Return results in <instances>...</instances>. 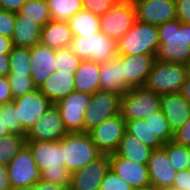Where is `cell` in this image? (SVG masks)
Listing matches in <instances>:
<instances>
[{
	"instance_id": "2e32d148",
	"label": "cell",
	"mask_w": 190,
	"mask_h": 190,
	"mask_svg": "<svg viewBox=\"0 0 190 190\" xmlns=\"http://www.w3.org/2000/svg\"><path fill=\"white\" fill-rule=\"evenodd\" d=\"M66 134L60 112L52 104L28 130L26 140L60 141Z\"/></svg>"
},
{
	"instance_id": "ffe728a7",
	"label": "cell",
	"mask_w": 190,
	"mask_h": 190,
	"mask_svg": "<svg viewBox=\"0 0 190 190\" xmlns=\"http://www.w3.org/2000/svg\"><path fill=\"white\" fill-rule=\"evenodd\" d=\"M160 109L173 133L190 117V104L179 92L160 95Z\"/></svg>"
},
{
	"instance_id": "6f0895ef",
	"label": "cell",
	"mask_w": 190,
	"mask_h": 190,
	"mask_svg": "<svg viewBox=\"0 0 190 190\" xmlns=\"http://www.w3.org/2000/svg\"><path fill=\"white\" fill-rule=\"evenodd\" d=\"M187 165H188V169H190V147H189V151H188V158H187Z\"/></svg>"
},
{
	"instance_id": "5bb4252c",
	"label": "cell",
	"mask_w": 190,
	"mask_h": 190,
	"mask_svg": "<svg viewBox=\"0 0 190 190\" xmlns=\"http://www.w3.org/2000/svg\"><path fill=\"white\" fill-rule=\"evenodd\" d=\"M134 7L141 23L159 26L177 19L175 0H137Z\"/></svg>"
},
{
	"instance_id": "60d3db41",
	"label": "cell",
	"mask_w": 190,
	"mask_h": 190,
	"mask_svg": "<svg viewBox=\"0 0 190 190\" xmlns=\"http://www.w3.org/2000/svg\"><path fill=\"white\" fill-rule=\"evenodd\" d=\"M15 28V13L0 9V35L11 38Z\"/></svg>"
},
{
	"instance_id": "816d5d0a",
	"label": "cell",
	"mask_w": 190,
	"mask_h": 190,
	"mask_svg": "<svg viewBox=\"0 0 190 190\" xmlns=\"http://www.w3.org/2000/svg\"><path fill=\"white\" fill-rule=\"evenodd\" d=\"M190 104V75H188L179 92Z\"/></svg>"
},
{
	"instance_id": "f5cc1de1",
	"label": "cell",
	"mask_w": 190,
	"mask_h": 190,
	"mask_svg": "<svg viewBox=\"0 0 190 190\" xmlns=\"http://www.w3.org/2000/svg\"><path fill=\"white\" fill-rule=\"evenodd\" d=\"M11 134L12 133L10 132V130L4 126V124L0 118V139L5 136L11 135Z\"/></svg>"
},
{
	"instance_id": "f546056e",
	"label": "cell",
	"mask_w": 190,
	"mask_h": 190,
	"mask_svg": "<svg viewBox=\"0 0 190 190\" xmlns=\"http://www.w3.org/2000/svg\"><path fill=\"white\" fill-rule=\"evenodd\" d=\"M30 48L13 47L9 54L8 76H31Z\"/></svg>"
},
{
	"instance_id": "f6af8a7d",
	"label": "cell",
	"mask_w": 190,
	"mask_h": 190,
	"mask_svg": "<svg viewBox=\"0 0 190 190\" xmlns=\"http://www.w3.org/2000/svg\"><path fill=\"white\" fill-rule=\"evenodd\" d=\"M13 100L8 77H0V105L11 103Z\"/></svg>"
},
{
	"instance_id": "7dc6e473",
	"label": "cell",
	"mask_w": 190,
	"mask_h": 190,
	"mask_svg": "<svg viewBox=\"0 0 190 190\" xmlns=\"http://www.w3.org/2000/svg\"><path fill=\"white\" fill-rule=\"evenodd\" d=\"M32 190H69V188L40 179L32 186Z\"/></svg>"
},
{
	"instance_id": "680465c9",
	"label": "cell",
	"mask_w": 190,
	"mask_h": 190,
	"mask_svg": "<svg viewBox=\"0 0 190 190\" xmlns=\"http://www.w3.org/2000/svg\"><path fill=\"white\" fill-rule=\"evenodd\" d=\"M157 190H178V189L173 188V187H165V188H160V189H157Z\"/></svg>"
},
{
	"instance_id": "4dcf8cb0",
	"label": "cell",
	"mask_w": 190,
	"mask_h": 190,
	"mask_svg": "<svg viewBox=\"0 0 190 190\" xmlns=\"http://www.w3.org/2000/svg\"><path fill=\"white\" fill-rule=\"evenodd\" d=\"M126 131L129 134L138 137L144 144L153 150L164 146L155 133H152L148 124L145 123L143 119L126 120Z\"/></svg>"
},
{
	"instance_id": "7402d4cb",
	"label": "cell",
	"mask_w": 190,
	"mask_h": 190,
	"mask_svg": "<svg viewBox=\"0 0 190 190\" xmlns=\"http://www.w3.org/2000/svg\"><path fill=\"white\" fill-rule=\"evenodd\" d=\"M100 90L124 95L129 89L124 85L123 59L118 55L112 60L100 64Z\"/></svg>"
},
{
	"instance_id": "484cf974",
	"label": "cell",
	"mask_w": 190,
	"mask_h": 190,
	"mask_svg": "<svg viewBox=\"0 0 190 190\" xmlns=\"http://www.w3.org/2000/svg\"><path fill=\"white\" fill-rule=\"evenodd\" d=\"M100 64L92 60H81L79 67L74 73L75 91L94 94L100 90L99 82Z\"/></svg>"
},
{
	"instance_id": "7bdbcfd3",
	"label": "cell",
	"mask_w": 190,
	"mask_h": 190,
	"mask_svg": "<svg viewBox=\"0 0 190 190\" xmlns=\"http://www.w3.org/2000/svg\"><path fill=\"white\" fill-rule=\"evenodd\" d=\"M177 19L184 24H190V0H175Z\"/></svg>"
},
{
	"instance_id": "b9f144b4",
	"label": "cell",
	"mask_w": 190,
	"mask_h": 190,
	"mask_svg": "<svg viewBox=\"0 0 190 190\" xmlns=\"http://www.w3.org/2000/svg\"><path fill=\"white\" fill-rule=\"evenodd\" d=\"M173 141L177 144L190 147V117L180 129L174 132Z\"/></svg>"
},
{
	"instance_id": "836d02e7",
	"label": "cell",
	"mask_w": 190,
	"mask_h": 190,
	"mask_svg": "<svg viewBox=\"0 0 190 190\" xmlns=\"http://www.w3.org/2000/svg\"><path fill=\"white\" fill-rule=\"evenodd\" d=\"M143 120L163 144L173 140L174 133L170 129L169 123L161 109Z\"/></svg>"
},
{
	"instance_id": "8d00e7d4",
	"label": "cell",
	"mask_w": 190,
	"mask_h": 190,
	"mask_svg": "<svg viewBox=\"0 0 190 190\" xmlns=\"http://www.w3.org/2000/svg\"><path fill=\"white\" fill-rule=\"evenodd\" d=\"M0 118L12 134L26 135L27 132L22 128L17 110L12 103L0 105Z\"/></svg>"
},
{
	"instance_id": "ee69618b",
	"label": "cell",
	"mask_w": 190,
	"mask_h": 190,
	"mask_svg": "<svg viewBox=\"0 0 190 190\" xmlns=\"http://www.w3.org/2000/svg\"><path fill=\"white\" fill-rule=\"evenodd\" d=\"M173 188L178 190L190 189V169L177 171L174 179Z\"/></svg>"
},
{
	"instance_id": "44dd1931",
	"label": "cell",
	"mask_w": 190,
	"mask_h": 190,
	"mask_svg": "<svg viewBox=\"0 0 190 190\" xmlns=\"http://www.w3.org/2000/svg\"><path fill=\"white\" fill-rule=\"evenodd\" d=\"M31 78L38 88L54 71L55 50L41 42L30 48Z\"/></svg>"
},
{
	"instance_id": "9f6ffc18",
	"label": "cell",
	"mask_w": 190,
	"mask_h": 190,
	"mask_svg": "<svg viewBox=\"0 0 190 190\" xmlns=\"http://www.w3.org/2000/svg\"><path fill=\"white\" fill-rule=\"evenodd\" d=\"M132 190H156L153 186L149 185L142 188H133Z\"/></svg>"
},
{
	"instance_id": "83f0119b",
	"label": "cell",
	"mask_w": 190,
	"mask_h": 190,
	"mask_svg": "<svg viewBox=\"0 0 190 190\" xmlns=\"http://www.w3.org/2000/svg\"><path fill=\"white\" fill-rule=\"evenodd\" d=\"M67 22L73 36H83L100 31V17L84 9L72 16Z\"/></svg>"
},
{
	"instance_id": "f35d334b",
	"label": "cell",
	"mask_w": 190,
	"mask_h": 190,
	"mask_svg": "<svg viewBox=\"0 0 190 190\" xmlns=\"http://www.w3.org/2000/svg\"><path fill=\"white\" fill-rule=\"evenodd\" d=\"M133 188L120 178L111 168L105 173L99 190H132Z\"/></svg>"
},
{
	"instance_id": "681fc988",
	"label": "cell",
	"mask_w": 190,
	"mask_h": 190,
	"mask_svg": "<svg viewBox=\"0 0 190 190\" xmlns=\"http://www.w3.org/2000/svg\"><path fill=\"white\" fill-rule=\"evenodd\" d=\"M12 48L11 38L0 35V55H9Z\"/></svg>"
},
{
	"instance_id": "db71d44e",
	"label": "cell",
	"mask_w": 190,
	"mask_h": 190,
	"mask_svg": "<svg viewBox=\"0 0 190 190\" xmlns=\"http://www.w3.org/2000/svg\"><path fill=\"white\" fill-rule=\"evenodd\" d=\"M116 3L132 4L134 5L137 0H114Z\"/></svg>"
},
{
	"instance_id": "f1b7e54d",
	"label": "cell",
	"mask_w": 190,
	"mask_h": 190,
	"mask_svg": "<svg viewBox=\"0 0 190 190\" xmlns=\"http://www.w3.org/2000/svg\"><path fill=\"white\" fill-rule=\"evenodd\" d=\"M52 20L68 21L83 10L82 0H46Z\"/></svg>"
},
{
	"instance_id": "6da1fadb",
	"label": "cell",
	"mask_w": 190,
	"mask_h": 190,
	"mask_svg": "<svg viewBox=\"0 0 190 190\" xmlns=\"http://www.w3.org/2000/svg\"><path fill=\"white\" fill-rule=\"evenodd\" d=\"M26 146L42 180L70 188L71 173L64 167L63 138L60 141L26 140Z\"/></svg>"
},
{
	"instance_id": "30bf717a",
	"label": "cell",
	"mask_w": 190,
	"mask_h": 190,
	"mask_svg": "<svg viewBox=\"0 0 190 190\" xmlns=\"http://www.w3.org/2000/svg\"><path fill=\"white\" fill-rule=\"evenodd\" d=\"M136 21L134 5L116 3L100 17V31L117 41Z\"/></svg>"
},
{
	"instance_id": "8fae6325",
	"label": "cell",
	"mask_w": 190,
	"mask_h": 190,
	"mask_svg": "<svg viewBox=\"0 0 190 190\" xmlns=\"http://www.w3.org/2000/svg\"><path fill=\"white\" fill-rule=\"evenodd\" d=\"M125 132L126 120L119 114L107 119L88 133L102 154H112L117 151Z\"/></svg>"
},
{
	"instance_id": "74e56055",
	"label": "cell",
	"mask_w": 190,
	"mask_h": 190,
	"mask_svg": "<svg viewBox=\"0 0 190 190\" xmlns=\"http://www.w3.org/2000/svg\"><path fill=\"white\" fill-rule=\"evenodd\" d=\"M13 99L37 89L31 76H8Z\"/></svg>"
},
{
	"instance_id": "d6a6232c",
	"label": "cell",
	"mask_w": 190,
	"mask_h": 190,
	"mask_svg": "<svg viewBox=\"0 0 190 190\" xmlns=\"http://www.w3.org/2000/svg\"><path fill=\"white\" fill-rule=\"evenodd\" d=\"M26 145V135L11 134L0 139V164L7 165Z\"/></svg>"
},
{
	"instance_id": "d590c367",
	"label": "cell",
	"mask_w": 190,
	"mask_h": 190,
	"mask_svg": "<svg viewBox=\"0 0 190 190\" xmlns=\"http://www.w3.org/2000/svg\"><path fill=\"white\" fill-rule=\"evenodd\" d=\"M168 157L176 171L188 169L187 158L189 147L175 143L173 140L164 144Z\"/></svg>"
},
{
	"instance_id": "1f68e13d",
	"label": "cell",
	"mask_w": 190,
	"mask_h": 190,
	"mask_svg": "<svg viewBox=\"0 0 190 190\" xmlns=\"http://www.w3.org/2000/svg\"><path fill=\"white\" fill-rule=\"evenodd\" d=\"M17 14L42 26L52 19L46 0H27Z\"/></svg>"
},
{
	"instance_id": "603a6c76",
	"label": "cell",
	"mask_w": 190,
	"mask_h": 190,
	"mask_svg": "<svg viewBox=\"0 0 190 190\" xmlns=\"http://www.w3.org/2000/svg\"><path fill=\"white\" fill-rule=\"evenodd\" d=\"M74 73L54 71L39 87V91L53 104L75 91Z\"/></svg>"
},
{
	"instance_id": "bcb514c9",
	"label": "cell",
	"mask_w": 190,
	"mask_h": 190,
	"mask_svg": "<svg viewBox=\"0 0 190 190\" xmlns=\"http://www.w3.org/2000/svg\"><path fill=\"white\" fill-rule=\"evenodd\" d=\"M27 0H0V9L18 13Z\"/></svg>"
},
{
	"instance_id": "c3c4849f",
	"label": "cell",
	"mask_w": 190,
	"mask_h": 190,
	"mask_svg": "<svg viewBox=\"0 0 190 190\" xmlns=\"http://www.w3.org/2000/svg\"><path fill=\"white\" fill-rule=\"evenodd\" d=\"M11 184L9 181L7 165L0 164V190H10Z\"/></svg>"
},
{
	"instance_id": "e0dca14e",
	"label": "cell",
	"mask_w": 190,
	"mask_h": 190,
	"mask_svg": "<svg viewBox=\"0 0 190 190\" xmlns=\"http://www.w3.org/2000/svg\"><path fill=\"white\" fill-rule=\"evenodd\" d=\"M109 161L110 168L132 188L151 185L147 164L126 159L116 152L109 154Z\"/></svg>"
},
{
	"instance_id": "9a60e30c",
	"label": "cell",
	"mask_w": 190,
	"mask_h": 190,
	"mask_svg": "<svg viewBox=\"0 0 190 190\" xmlns=\"http://www.w3.org/2000/svg\"><path fill=\"white\" fill-rule=\"evenodd\" d=\"M109 168V154H101L80 170L71 173L69 190H99Z\"/></svg>"
},
{
	"instance_id": "4fadbf2b",
	"label": "cell",
	"mask_w": 190,
	"mask_h": 190,
	"mask_svg": "<svg viewBox=\"0 0 190 190\" xmlns=\"http://www.w3.org/2000/svg\"><path fill=\"white\" fill-rule=\"evenodd\" d=\"M17 110L18 120L21 121L22 128L28 130L53 104L46 98L39 89L15 98L11 102Z\"/></svg>"
},
{
	"instance_id": "3957f363",
	"label": "cell",
	"mask_w": 190,
	"mask_h": 190,
	"mask_svg": "<svg viewBox=\"0 0 190 190\" xmlns=\"http://www.w3.org/2000/svg\"><path fill=\"white\" fill-rule=\"evenodd\" d=\"M188 75V65L155 60L144 87L159 95L178 93Z\"/></svg>"
},
{
	"instance_id": "91938a15",
	"label": "cell",
	"mask_w": 190,
	"mask_h": 190,
	"mask_svg": "<svg viewBox=\"0 0 190 190\" xmlns=\"http://www.w3.org/2000/svg\"><path fill=\"white\" fill-rule=\"evenodd\" d=\"M188 73H189V75H190V62H189V64H188Z\"/></svg>"
},
{
	"instance_id": "e575fe53",
	"label": "cell",
	"mask_w": 190,
	"mask_h": 190,
	"mask_svg": "<svg viewBox=\"0 0 190 190\" xmlns=\"http://www.w3.org/2000/svg\"><path fill=\"white\" fill-rule=\"evenodd\" d=\"M54 62L55 71L75 72L81 59L68 47L55 50Z\"/></svg>"
},
{
	"instance_id": "cb8c5ba5",
	"label": "cell",
	"mask_w": 190,
	"mask_h": 190,
	"mask_svg": "<svg viewBox=\"0 0 190 190\" xmlns=\"http://www.w3.org/2000/svg\"><path fill=\"white\" fill-rule=\"evenodd\" d=\"M41 32L42 25L15 13V28L11 37L13 47L31 48L37 45L41 41Z\"/></svg>"
},
{
	"instance_id": "9c48e42d",
	"label": "cell",
	"mask_w": 190,
	"mask_h": 190,
	"mask_svg": "<svg viewBox=\"0 0 190 190\" xmlns=\"http://www.w3.org/2000/svg\"><path fill=\"white\" fill-rule=\"evenodd\" d=\"M90 101V94L74 91L55 103L67 133L84 132V114Z\"/></svg>"
},
{
	"instance_id": "7c38bea8",
	"label": "cell",
	"mask_w": 190,
	"mask_h": 190,
	"mask_svg": "<svg viewBox=\"0 0 190 190\" xmlns=\"http://www.w3.org/2000/svg\"><path fill=\"white\" fill-rule=\"evenodd\" d=\"M7 171L13 187L33 186L41 179V172L26 145L7 164Z\"/></svg>"
},
{
	"instance_id": "f907efd6",
	"label": "cell",
	"mask_w": 190,
	"mask_h": 190,
	"mask_svg": "<svg viewBox=\"0 0 190 190\" xmlns=\"http://www.w3.org/2000/svg\"><path fill=\"white\" fill-rule=\"evenodd\" d=\"M9 70V55H0V77H8Z\"/></svg>"
},
{
	"instance_id": "ac0fdd59",
	"label": "cell",
	"mask_w": 190,
	"mask_h": 190,
	"mask_svg": "<svg viewBox=\"0 0 190 190\" xmlns=\"http://www.w3.org/2000/svg\"><path fill=\"white\" fill-rule=\"evenodd\" d=\"M123 59L124 85L130 90L144 87L156 55H119Z\"/></svg>"
},
{
	"instance_id": "d6986e66",
	"label": "cell",
	"mask_w": 190,
	"mask_h": 190,
	"mask_svg": "<svg viewBox=\"0 0 190 190\" xmlns=\"http://www.w3.org/2000/svg\"><path fill=\"white\" fill-rule=\"evenodd\" d=\"M147 167L151 186L156 190L173 187L177 171L171 164L167 151L163 147L152 150Z\"/></svg>"
},
{
	"instance_id": "277c9868",
	"label": "cell",
	"mask_w": 190,
	"mask_h": 190,
	"mask_svg": "<svg viewBox=\"0 0 190 190\" xmlns=\"http://www.w3.org/2000/svg\"><path fill=\"white\" fill-rule=\"evenodd\" d=\"M158 28L155 25L135 24L117 40L118 55H156L159 48Z\"/></svg>"
},
{
	"instance_id": "52a82bcc",
	"label": "cell",
	"mask_w": 190,
	"mask_h": 190,
	"mask_svg": "<svg viewBox=\"0 0 190 190\" xmlns=\"http://www.w3.org/2000/svg\"><path fill=\"white\" fill-rule=\"evenodd\" d=\"M160 110V95L145 87L130 89L121 98V115L125 120L144 119Z\"/></svg>"
},
{
	"instance_id": "5b68a950",
	"label": "cell",
	"mask_w": 190,
	"mask_h": 190,
	"mask_svg": "<svg viewBox=\"0 0 190 190\" xmlns=\"http://www.w3.org/2000/svg\"><path fill=\"white\" fill-rule=\"evenodd\" d=\"M102 153L86 132L67 133L63 137L64 167L73 173L97 159Z\"/></svg>"
},
{
	"instance_id": "ab89813d",
	"label": "cell",
	"mask_w": 190,
	"mask_h": 190,
	"mask_svg": "<svg viewBox=\"0 0 190 190\" xmlns=\"http://www.w3.org/2000/svg\"><path fill=\"white\" fill-rule=\"evenodd\" d=\"M82 2L84 10L99 17L116 4L114 0H82Z\"/></svg>"
},
{
	"instance_id": "8992f818",
	"label": "cell",
	"mask_w": 190,
	"mask_h": 190,
	"mask_svg": "<svg viewBox=\"0 0 190 190\" xmlns=\"http://www.w3.org/2000/svg\"><path fill=\"white\" fill-rule=\"evenodd\" d=\"M70 48L81 60L88 59L99 64L118 56L117 41L102 31L74 36Z\"/></svg>"
},
{
	"instance_id": "ba28073f",
	"label": "cell",
	"mask_w": 190,
	"mask_h": 190,
	"mask_svg": "<svg viewBox=\"0 0 190 190\" xmlns=\"http://www.w3.org/2000/svg\"><path fill=\"white\" fill-rule=\"evenodd\" d=\"M121 98L122 95L105 90L92 94L84 114V132L88 133L107 119L121 114Z\"/></svg>"
},
{
	"instance_id": "7a4b0ae2",
	"label": "cell",
	"mask_w": 190,
	"mask_h": 190,
	"mask_svg": "<svg viewBox=\"0 0 190 190\" xmlns=\"http://www.w3.org/2000/svg\"><path fill=\"white\" fill-rule=\"evenodd\" d=\"M157 28L160 43L156 60L188 65L190 62V24H184L175 19Z\"/></svg>"
},
{
	"instance_id": "11a10c76",
	"label": "cell",
	"mask_w": 190,
	"mask_h": 190,
	"mask_svg": "<svg viewBox=\"0 0 190 190\" xmlns=\"http://www.w3.org/2000/svg\"><path fill=\"white\" fill-rule=\"evenodd\" d=\"M10 190H32V186L29 187H13L11 186Z\"/></svg>"
},
{
	"instance_id": "d4e9b609",
	"label": "cell",
	"mask_w": 190,
	"mask_h": 190,
	"mask_svg": "<svg viewBox=\"0 0 190 190\" xmlns=\"http://www.w3.org/2000/svg\"><path fill=\"white\" fill-rule=\"evenodd\" d=\"M73 33L67 21L50 20L42 26L41 43L58 50L71 46Z\"/></svg>"
},
{
	"instance_id": "4316f807",
	"label": "cell",
	"mask_w": 190,
	"mask_h": 190,
	"mask_svg": "<svg viewBox=\"0 0 190 190\" xmlns=\"http://www.w3.org/2000/svg\"><path fill=\"white\" fill-rule=\"evenodd\" d=\"M152 150V148L144 144L138 137L126 131L116 153L134 162L148 164Z\"/></svg>"
}]
</instances>
